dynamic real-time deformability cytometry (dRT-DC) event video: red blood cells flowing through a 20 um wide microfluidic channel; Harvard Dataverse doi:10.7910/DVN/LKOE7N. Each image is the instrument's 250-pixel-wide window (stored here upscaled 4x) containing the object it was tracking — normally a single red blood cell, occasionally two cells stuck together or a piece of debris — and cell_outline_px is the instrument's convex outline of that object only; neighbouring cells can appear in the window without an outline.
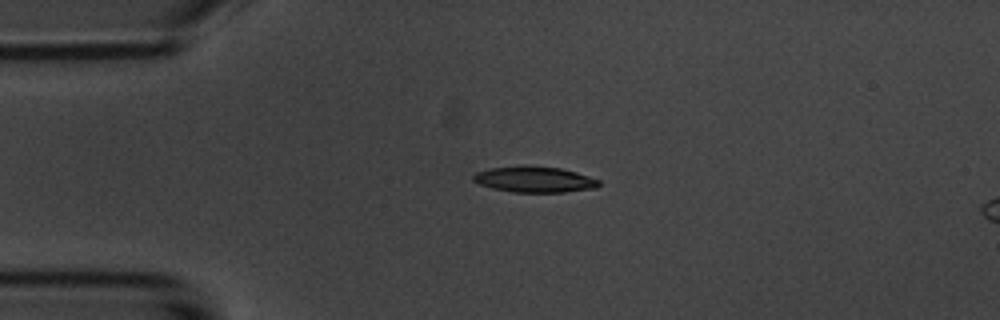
{"species": "common noctule bat (a hibernating species)", "species_latin": "Nyctalus noctula", "temperature_condition": "room temperature", "stored_images_in_passage": 2, "camera_frame_rate_fps": 3000, "um_per_image_px": 0.085, "animal": {"sex": "male", "body_mass_g": 20.1, "forearm_length_mm": 53.5}, "frame": {"image": 1, "passage_image": 1, "time_ms": 0.0, "image_size_px": [1000, 320], "cell_outline_px": [[600, 184], [596, 188], [564, 192], [512, 192], [492, 188], [480, 184], [472, 180], [472, 176], [476, 172], [488, 168], [560, 168], [576, 172], [600, 180]], "centroid_in_image_um": [45.45, 15.29], "position_along_channel_um": 39.6, "area_um2": 18.21}}